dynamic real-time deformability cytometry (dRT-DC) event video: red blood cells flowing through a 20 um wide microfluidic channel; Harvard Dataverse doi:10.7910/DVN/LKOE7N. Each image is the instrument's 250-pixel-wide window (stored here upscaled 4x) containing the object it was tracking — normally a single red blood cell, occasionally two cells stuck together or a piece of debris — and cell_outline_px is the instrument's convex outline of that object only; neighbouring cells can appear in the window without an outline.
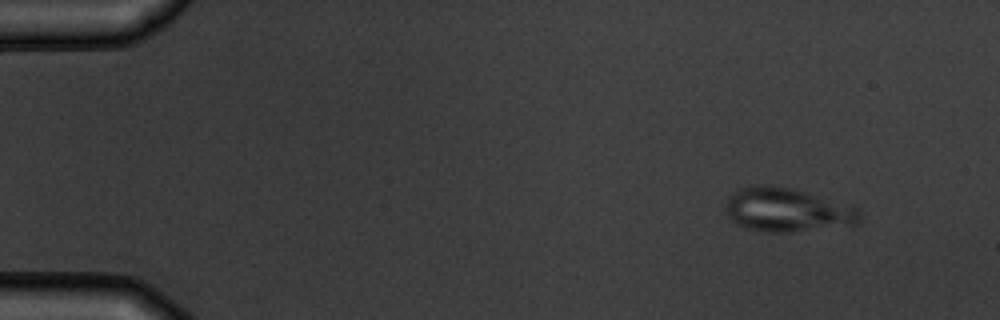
{"species": "common noctule bat (a hibernating species)", "species_latin": "Nyctalus noctula", "temperature_condition": "warm", "stored_images_in_passage": 5, "camera_frame_rate_fps": 3000, "um_per_image_px": 0.085, "animal": {"sex": "male", "body_mass_g": 19.5, "forearm_length_mm": 54.6}, "frame": {"image": 1, "passage_image": 1, "time_ms": 0.0, "image_size_px": [1000, 320], "cell_outline_px": [[860, 220], [856, 224], [792, 232], [768, 232], [748, 228], [732, 220], [728, 216], [724, 208], [728, 196], [732, 192], [740, 188], [764, 184], [768, 184], [792, 188], [856, 208], [860, 212]], "centroid_in_image_um": [66.84, 17.84], "position_along_channel_um": 18.2, "area_um2": 33.76}}